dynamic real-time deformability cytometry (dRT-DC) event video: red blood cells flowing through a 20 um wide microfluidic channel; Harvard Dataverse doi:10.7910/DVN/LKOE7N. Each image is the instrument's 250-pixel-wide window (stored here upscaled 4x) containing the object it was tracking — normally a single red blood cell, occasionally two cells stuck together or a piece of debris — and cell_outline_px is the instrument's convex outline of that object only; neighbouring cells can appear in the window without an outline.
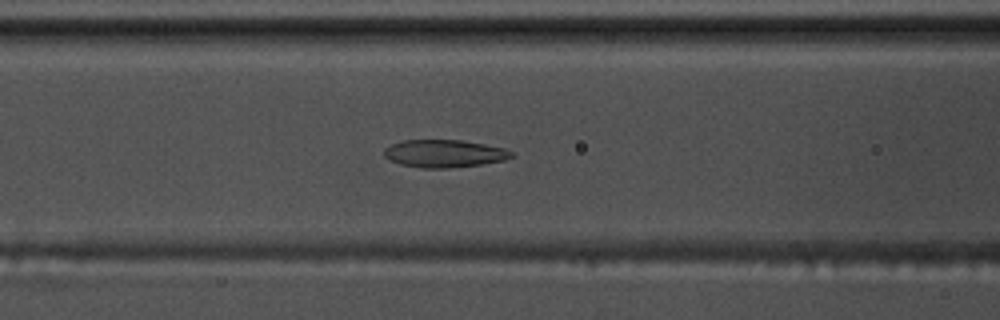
{"species": "common noctule bat (a hibernating species)", "species_latin": "Nyctalus noctula", "temperature_condition": "warm", "stored_images_in_passage": 58, "camera_frame_rate_fps": 3000, "um_per_image_px": 0.085, "animal": {"sex": "male", "body_mass_g": 17.5, "forearm_length_mm": 52.3}, "frame": {"image": 1, "passage_image": 25, "time_ms": 8.0, "image_size_px": [1000, 320], "cell_outline_px": [[516, 156], [504, 160], [480, 164], [444, 168], [420, 168], [400, 164], [388, 160], [384, 156], [384, 148], [392, 144], [404, 140], [460, 140], [484, 144], [504, 148], [516, 152]], "centroid_in_image_um": [37.77, 13.05], "position_along_channel_um": 128.8, "area_um2": 20.58}}
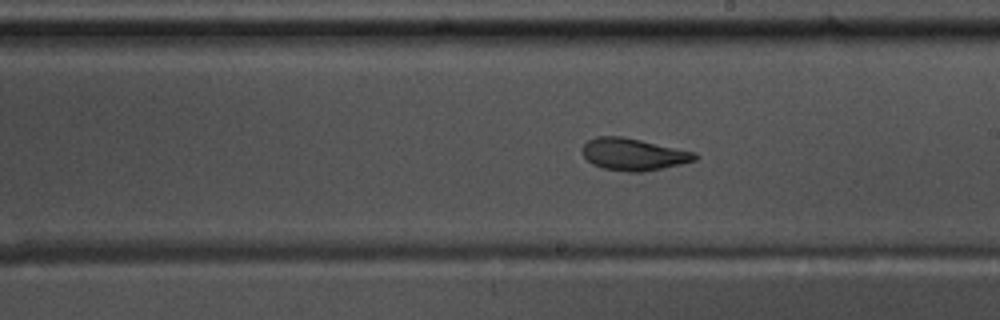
{"frame": {"image": 2, "passage_image": 34, "time_ms": 11.0, "image_size_px": [1000, 320], "cell_outline_px": [[700, 156], [696, 160], [680, 164], [640, 172], [628, 172], [604, 168], [592, 164], [584, 156], [584, 144], [588, 140], [596, 136], [620, 136], [640, 140], [696, 152]], "centroid_in_image_um": [53.86, 13.11], "position_along_channel_um": 235.1, "area_um2": 20.75}}
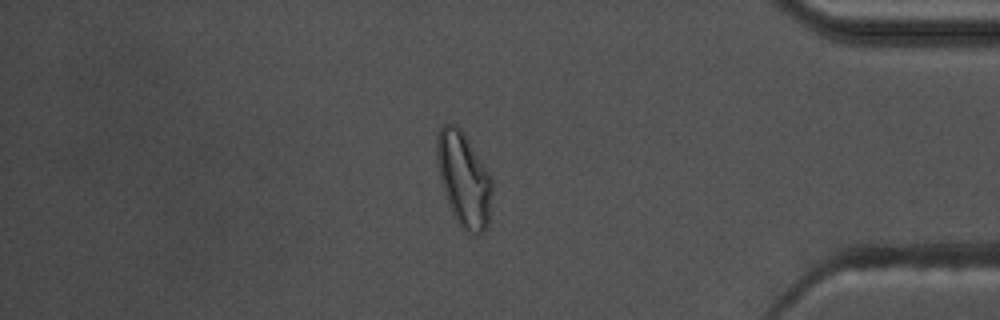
{"frame": {"image": 3, "passage_image": 50, "time_ms": 16.333, "image_size_px": [1000, 320], "cell_outline_px": [[492, 192], [488, 224], [484, 232], [476, 236], [468, 232], [460, 224], [452, 212], [444, 192], [440, 176], [436, 152], [436, 136], [440, 128], [444, 124], [456, 124], [464, 132], [492, 180]], "centroid_in_image_um": [39.42, 15.23], "position_along_channel_um": 395.8, "area_um2": 30.0}, "authors_computed_cell_mechanics": {"area_um2": 22.9177, "velocity_mm_per_s": 3.5646, "shape_relaxation_time_tau1_ms": null, "shape_relaxation_time_tau2_ms": 2.2878, "deformation_change_tau1": null, "deformation_change_tau2": 0.0934}}